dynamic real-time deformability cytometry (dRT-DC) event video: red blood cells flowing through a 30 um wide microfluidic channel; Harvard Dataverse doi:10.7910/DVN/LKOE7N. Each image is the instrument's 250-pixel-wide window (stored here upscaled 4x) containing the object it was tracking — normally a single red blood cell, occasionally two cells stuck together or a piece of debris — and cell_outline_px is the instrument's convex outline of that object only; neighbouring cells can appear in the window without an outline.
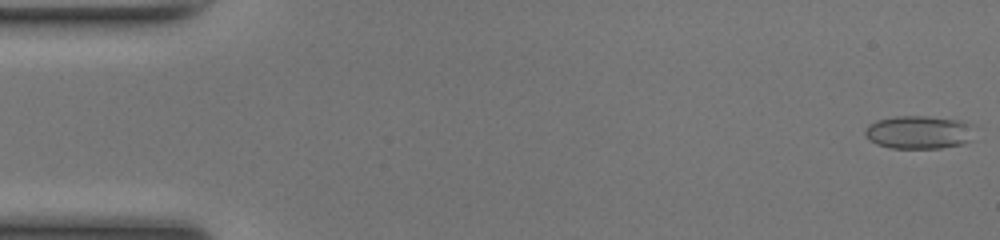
{"species": "common noctule bat (a hibernating species)", "species_latin": "Nyctalus noctula", "temperature_condition": "room temperature", "stored_images_in_passage": 49, "camera_frame_rate_fps": 3000, "um_per_image_px": 0.085, "animal": {"sex": "female", "body_mass_g": 17.0, "forearm_length_mm": 48.0}, "frame": {"image": 1, "passage_image": 1, "time_ms": 0.0, "image_size_px": [1000, 240], "cell_outline_px": [[972, 140], [960, 144], [940, 148], [892, 148], [876, 144], [864, 136], [864, 128], [868, 124], [876, 120], [896, 116], [928, 116], [960, 120], [972, 124]], "centroid_in_image_um": [78.06, 11.23], "position_along_channel_um": 6.9, "area_um2": 21.33}}
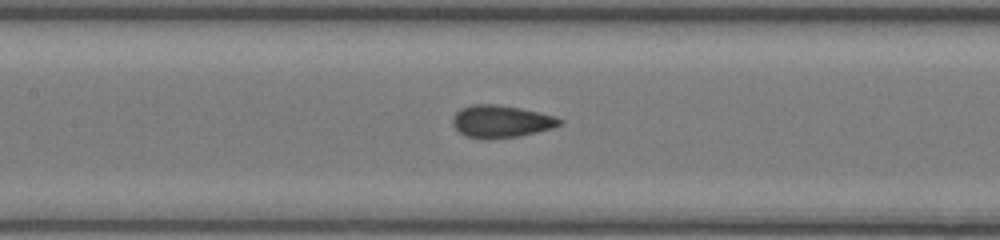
{"frame": {"image": 2, "passage_image": 23, "time_ms": 7.333, "image_size_px": [1000, 240], "cell_outline_px": [[564, 124], [552, 128], [520, 136], [488, 140], [480, 140], [464, 136], [452, 124], [452, 120], [456, 112], [460, 108], [472, 104], [496, 104], [520, 108], [556, 116], [564, 120]], "centroid_in_image_um": [42.59, 10.34], "position_along_channel_um": 164.8, "area_um2": 20.58}}
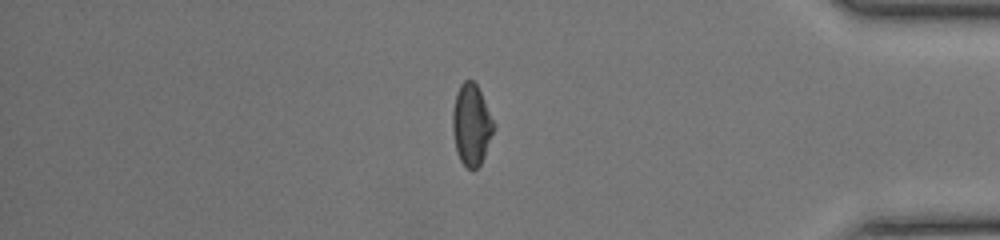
{"frame": {"image": 3, "passage_image": 42, "time_ms": 13.667, "image_size_px": [1000, 240], "cell_outline_px": [[496, 124], [484, 156], [480, 164], [472, 172], [460, 160], [456, 152], [452, 132], [452, 112], [456, 92], [460, 84], [464, 80], [472, 80], [476, 84]], "centroid_in_image_um": [40.05, 10.6], "position_along_channel_um": 395.1, "area_um2": 19.59}}